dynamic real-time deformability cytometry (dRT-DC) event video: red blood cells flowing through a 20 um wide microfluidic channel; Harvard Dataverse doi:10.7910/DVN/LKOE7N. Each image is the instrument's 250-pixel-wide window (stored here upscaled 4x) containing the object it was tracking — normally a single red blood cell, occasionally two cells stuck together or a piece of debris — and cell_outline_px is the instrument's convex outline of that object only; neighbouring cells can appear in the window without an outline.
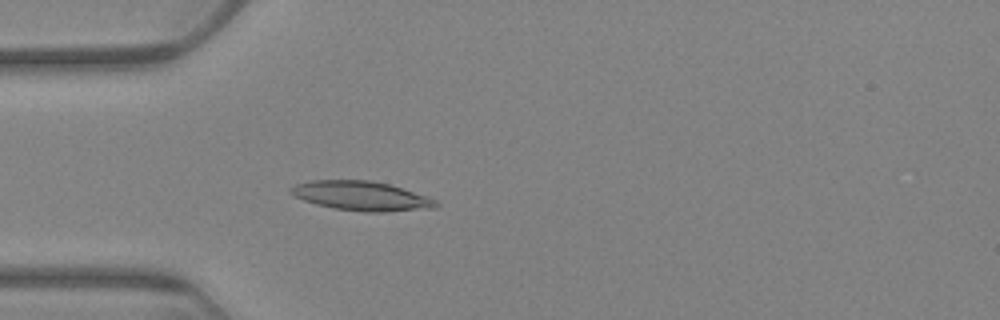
{"species": "Egyptian fruit bat (a non-hibernating species)", "species_latin": "Rousettus aegyptiacus", "temperature_condition": "warm", "stored_images_in_passage": 63, "camera_frame_rate_fps": 3000, "um_per_image_px": 0.085, "animal": {"sex": "female"}, "frame": {"image": 1, "passage_image": 19, "time_ms": 6.0, "image_size_px": [1000, 320], "cell_outline_px": [[440, 204], [436, 208], [380, 212], [364, 212], [336, 208], [316, 204], [304, 200], [288, 192], [288, 188], [296, 184], [312, 180], [368, 180], [388, 184], [428, 196], [436, 200]], "centroid_in_image_um": [30.73, 16.65], "position_along_channel_um": 54.3, "area_um2": 24.74}}
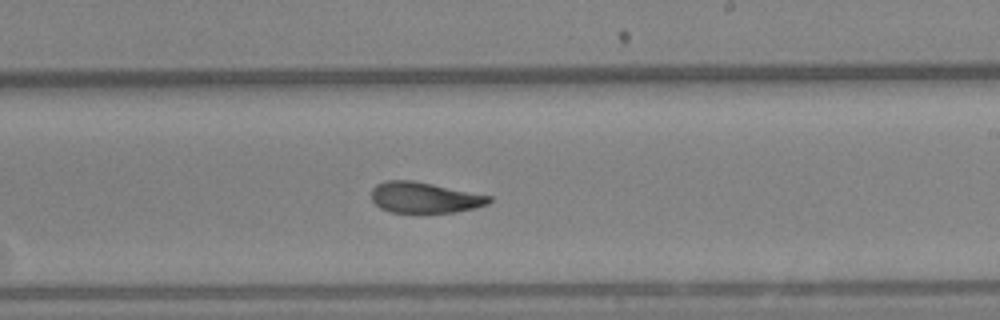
{"frame": {"image": 2, "passage_image": 38, "time_ms": 12.333, "image_size_px": [1000, 320], "cell_outline_px": [[492, 200], [488, 204], [476, 208], [456, 212], [428, 216], [420, 216], [392, 212], [380, 208], [372, 200], [372, 188], [376, 184], [388, 180], [412, 180], [492, 196]], "centroid_in_image_um": [36.09, 16.85], "position_along_channel_um": 252.9, "area_um2": 22.08}}
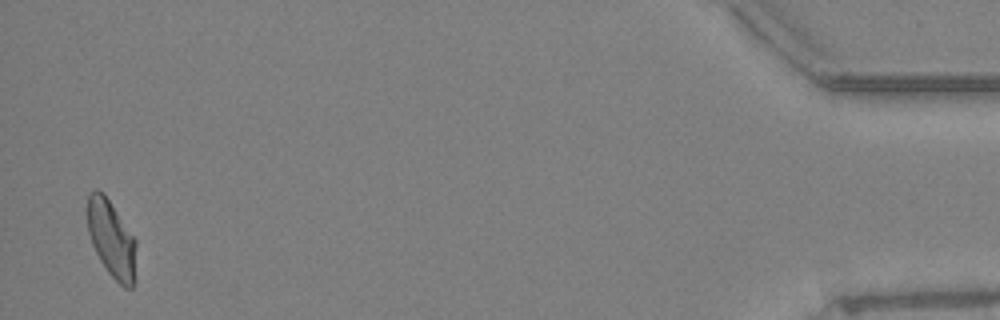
{"frame": {"image": 3, "passage_image": 62, "time_ms": 20.333, "image_size_px": [1000, 320], "cell_outline_px": [[136, 244], [132, 288], [124, 288], [108, 272], [100, 260], [92, 244], [88, 232], [88, 192], [96, 188], [104, 192], [136, 240]], "centroid_in_image_um": [9.45, 20.26], "position_along_channel_um": 425.7, "area_um2": 21.62}, "authors_computed_cell_mechanics": {"area_um2": 22.4264, "velocity_mm_per_s": 3.2533, "shape_relaxation_time_tau1_ms": 11.2341, "shape_relaxation_time_tau2_ms": 2.855, "deformation_change_tau1": 0.2311, "deformation_change_tau2": 0.0831}}